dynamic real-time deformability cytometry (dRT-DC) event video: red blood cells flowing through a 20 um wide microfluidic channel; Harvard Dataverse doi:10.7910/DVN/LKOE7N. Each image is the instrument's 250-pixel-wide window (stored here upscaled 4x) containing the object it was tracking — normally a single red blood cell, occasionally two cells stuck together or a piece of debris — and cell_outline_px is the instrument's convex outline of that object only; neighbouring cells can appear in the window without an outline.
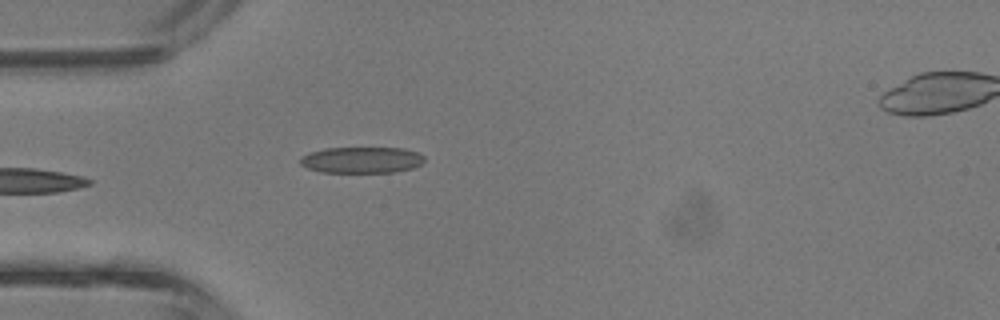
{"species": "common noctule bat (a hibernating species)", "species_latin": "Nyctalus noctula", "temperature_condition": "room temperature", "stored_images_in_passage": 5, "camera_frame_rate_fps": 3000, "um_per_image_px": 0.085, "animal": {"sex": "male", "body_mass_g": 13.3}, "frame": {"image": 1, "passage_image": 4, "time_ms": 1.0, "image_size_px": [1000, 320], "cell_outline_px": [[424, 160], [420, 164], [412, 168], [392, 172], [320, 172], [308, 168], [300, 164], [300, 156], [308, 152], [324, 148], [404, 148], [416, 152], [424, 156]], "centroid_in_image_um": [30.69, 13.59], "position_along_channel_um": 54.3, "area_um2": 18.96}}